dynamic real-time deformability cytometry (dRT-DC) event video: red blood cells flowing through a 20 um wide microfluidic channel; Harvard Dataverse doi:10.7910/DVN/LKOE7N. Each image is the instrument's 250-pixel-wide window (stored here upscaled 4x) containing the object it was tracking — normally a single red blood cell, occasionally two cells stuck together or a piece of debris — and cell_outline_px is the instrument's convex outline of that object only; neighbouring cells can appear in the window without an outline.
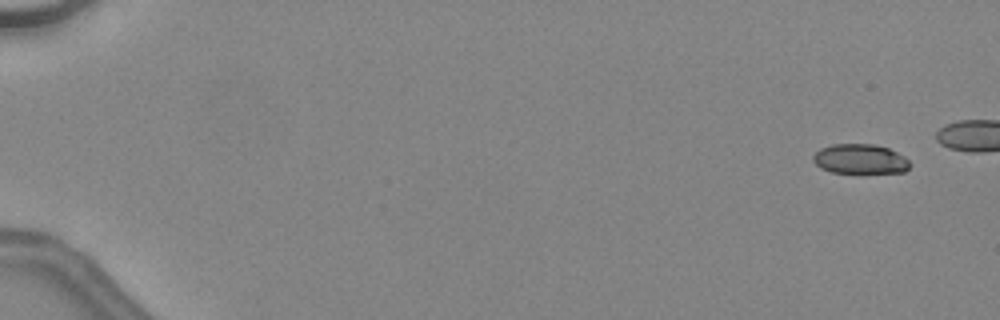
{"species": "common noctule bat (a hibernating species)", "species_latin": "Nyctalus noctula", "temperature_condition": "warm", "stored_images_in_passage": 21, "camera_frame_rate_fps": 3000, "um_per_image_px": 0.085, "animal": {"sex": "female", "body_mass_g": 24.6, "forearm_length_mm": 56.2}, "frame": {"image": 1, "passage_image": 4, "time_ms": 1.0, "image_size_px": [1000, 320], "cell_outline_px": [[908, 168], [904, 172], [832, 172], [820, 168], [812, 160], [812, 156], [820, 148], [832, 144], [876, 144], [888, 148], [904, 156], [908, 160]], "centroid_in_image_um": [73.07, 13.5], "position_along_channel_um": 11.9, "area_um2": 16.59}}